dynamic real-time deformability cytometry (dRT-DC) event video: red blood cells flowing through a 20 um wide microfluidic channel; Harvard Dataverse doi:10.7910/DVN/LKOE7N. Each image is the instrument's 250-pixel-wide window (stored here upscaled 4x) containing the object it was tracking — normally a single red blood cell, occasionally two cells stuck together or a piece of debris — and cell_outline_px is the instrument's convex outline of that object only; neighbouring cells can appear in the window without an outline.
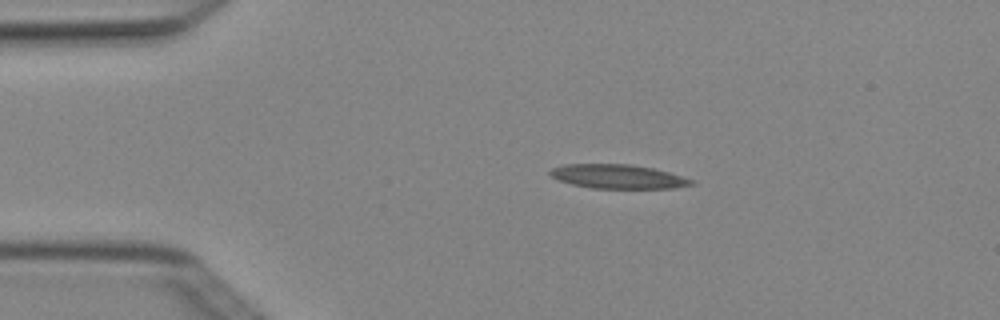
{"species": "Egyptian fruit bat (a non-hibernating species)", "species_latin": "Rousettus aegyptiacus", "temperature_condition": "cold", "stored_images_in_passage": 2, "camera_frame_rate_fps": 3000, "um_per_image_px": 0.085, "animal": {"sex": "female"}, "frame": {"image": 1, "passage_image": 1, "time_ms": 0.0, "image_size_px": [1000, 320], "cell_outline_px": [[696, 184], [676, 188], [592, 188], [572, 184], [548, 176], [548, 172], [552, 168], [564, 164], [632, 164], [652, 168], [668, 172], [696, 180]], "centroid_in_image_um": [52.54, 15.0], "position_along_channel_um": 32.5, "area_um2": 19.94}}